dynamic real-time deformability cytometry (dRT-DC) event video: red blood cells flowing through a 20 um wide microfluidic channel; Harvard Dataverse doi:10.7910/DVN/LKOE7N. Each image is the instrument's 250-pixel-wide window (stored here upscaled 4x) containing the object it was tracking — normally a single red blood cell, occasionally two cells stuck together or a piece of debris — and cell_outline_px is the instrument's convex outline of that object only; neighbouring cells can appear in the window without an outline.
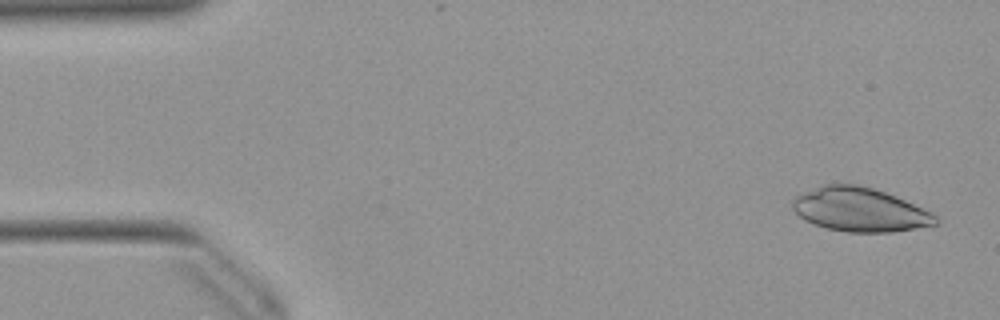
{"species": "Egyptian fruit bat (a non-hibernating species)", "species_latin": "Rousettus aegyptiacus", "temperature_condition": "warm", "stored_images_in_passage": 50, "camera_frame_rate_fps": 3000, "um_per_image_px": 0.085, "animal": {"sex": "female"}, "frame": {"image": 1, "passage_image": 2, "time_ms": 0.333, "image_size_px": [1000, 320], "cell_outline_px": [[940, 224], [892, 232], [848, 232], [828, 228], [804, 220], [792, 208], [792, 200], [796, 196], [804, 192], [824, 184], [856, 184], [872, 188], [896, 196], [932, 212], [940, 220]], "centroid_in_image_um": [73.11, 17.82], "position_along_channel_um": 11.9, "area_um2": 36.47}}